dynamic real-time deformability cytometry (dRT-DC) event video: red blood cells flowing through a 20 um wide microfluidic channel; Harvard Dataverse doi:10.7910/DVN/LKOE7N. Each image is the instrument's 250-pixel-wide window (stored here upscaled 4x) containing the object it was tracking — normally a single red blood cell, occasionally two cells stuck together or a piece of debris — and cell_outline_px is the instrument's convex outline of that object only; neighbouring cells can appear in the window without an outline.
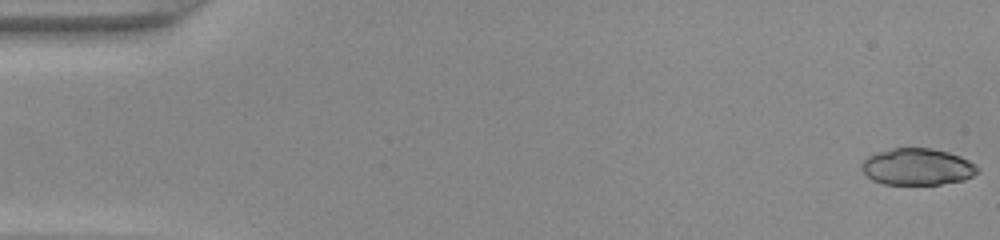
{"species": "common noctule bat (a hibernating species)", "species_latin": "Nyctalus noctula", "temperature_condition": "warm", "stored_images_in_passage": 48, "camera_frame_rate_fps": 3000, "um_per_image_px": 0.085, "animal": {"sex": "female", "body_mass_g": 22.0, "forearm_length_mm": 56.7}, "frame": {"image": 1, "passage_image": 1, "time_ms": 0.0, "image_size_px": [1000, 240], "cell_outline_px": [[980, 172], [964, 180], [940, 184], [884, 184], [872, 180], [864, 172], [864, 160], [868, 156], [876, 152], [892, 148], [932, 148], [948, 152], [960, 156], [976, 164], [980, 168]], "centroid_in_image_um": [78.03, 14.17], "position_along_channel_um": 7.0, "area_um2": 24.74}}
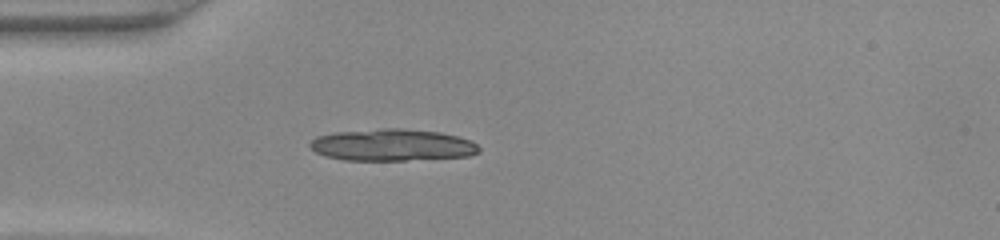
{"frame": {"image": 2, "passage_image": 14, "time_ms": 4.333, "image_size_px": [1000, 240], "cell_outline_px": [[480, 152], [468, 156], [404, 160], [344, 160], [324, 156], [316, 152], [308, 144], [316, 136], [336, 132], [384, 128], [400, 128], [440, 132], [456, 136], [468, 140], [476, 144], [480, 148]], "centroid_in_image_um": [33.31, 12.32], "position_along_channel_um": 51.7, "area_um2": 31.27}}